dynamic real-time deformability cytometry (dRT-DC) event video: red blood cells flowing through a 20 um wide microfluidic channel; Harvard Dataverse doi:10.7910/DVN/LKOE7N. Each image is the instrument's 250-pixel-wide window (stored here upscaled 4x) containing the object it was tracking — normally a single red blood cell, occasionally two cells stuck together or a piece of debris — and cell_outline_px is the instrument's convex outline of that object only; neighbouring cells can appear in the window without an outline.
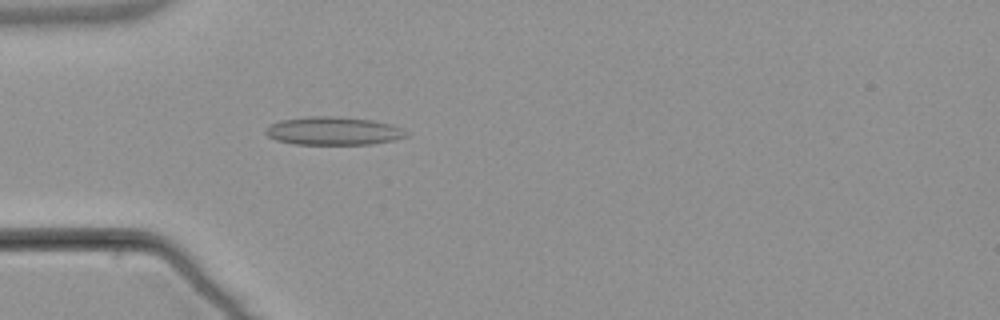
{"species": "common noctule bat (a hibernating species)", "species_latin": "Nyctalus noctula", "temperature_condition": "warm", "stored_images_in_passage": 49, "camera_frame_rate_fps": 3000, "um_per_image_px": 0.085, "animal": {"sex": "male", "body_mass_g": 21.5, "forearm_length_mm": 52.0}, "frame": {"image": 1, "passage_image": 12, "time_ms": 3.667, "image_size_px": [1000, 320], "cell_outline_px": [[408, 136], [392, 140], [372, 144], [296, 144], [276, 140], [268, 136], [264, 132], [272, 124], [280, 120], [308, 116], [332, 116], [372, 120], [392, 124], [404, 128], [408, 132]], "centroid_in_image_um": [28.37, 11.13], "position_along_channel_um": 56.6, "area_um2": 23.06}}
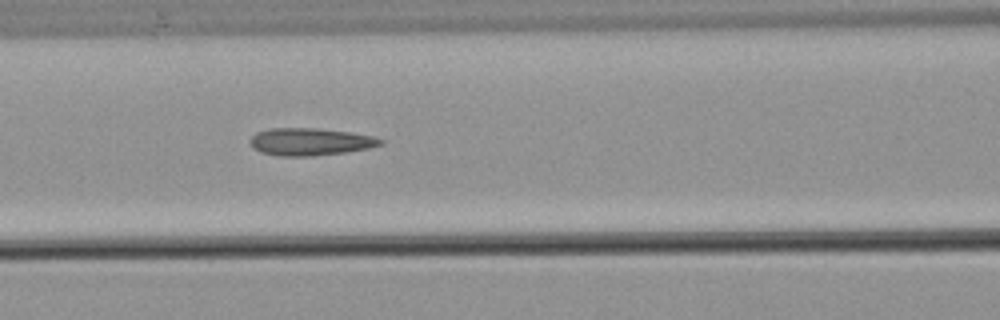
{"frame": {"image": 2, "passage_image": 19, "time_ms": 6.0, "image_size_px": [1000, 320], "cell_outline_px": [[384, 144], [368, 148], [344, 152], [312, 156], [280, 156], [260, 152], [252, 148], [248, 140], [256, 132], [268, 128], [316, 128], [348, 132], [372, 136], [384, 140]], "centroid_in_image_um": [26.31, 12.05], "position_along_channel_um": 140.3, "area_um2": 20.87}}
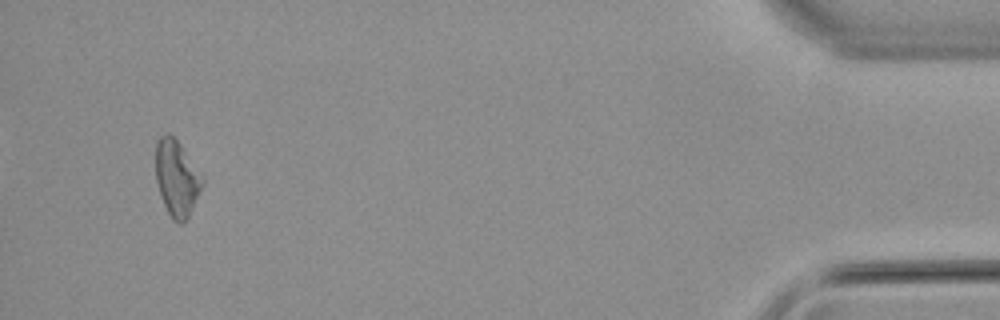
{"frame": {"image": 3, "passage_image": 47, "time_ms": 15.333, "image_size_px": [1000, 320], "cell_outline_px": [[204, 184], [188, 216], [180, 224], [172, 220], [164, 204], [156, 180], [156, 140], [160, 136], [168, 132], [180, 144], [204, 176]], "centroid_in_image_um": [15.03, 15.12], "position_along_channel_um": 420.2, "area_um2": 20.58}, "authors_computed_cell_mechanics": {"area_um2": 20.519, "velocity_mm_per_s": 3.822, "shape_relaxation_time_tau1_ms": null, "shape_relaxation_time_tau2_ms": 3.9917, "deformation_change_tau1": null, "deformation_change_tau2": 0.1586}}